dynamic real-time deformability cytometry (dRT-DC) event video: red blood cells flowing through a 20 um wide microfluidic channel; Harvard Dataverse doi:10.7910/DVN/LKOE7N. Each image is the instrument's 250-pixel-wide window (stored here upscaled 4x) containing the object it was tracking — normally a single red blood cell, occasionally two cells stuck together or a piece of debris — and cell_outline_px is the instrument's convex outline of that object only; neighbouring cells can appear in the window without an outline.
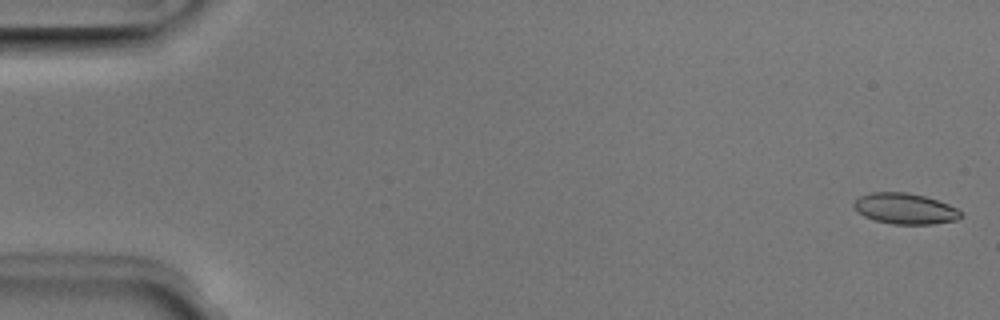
{"species": "Egyptian fruit bat (a non-hibernating species)", "species_latin": "Rousettus aegyptiacus", "temperature_condition": "room temperature", "stored_images_in_passage": 5, "camera_frame_rate_fps": 3000, "um_per_image_px": 0.085, "animal": {"sex": "male"}, "frame": {"image": 1, "passage_image": 1, "time_ms": 0.0, "image_size_px": [1000, 320], "cell_outline_px": [[964, 216], [956, 220], [932, 224], [892, 224], [876, 220], [864, 216], [856, 212], [852, 208], [852, 204], [860, 196], [872, 192], [908, 192], [924, 196], [948, 204], [956, 208]], "centroid_in_image_um": [76.9, 17.73], "position_along_channel_um": 8.1, "area_um2": 19.25}}